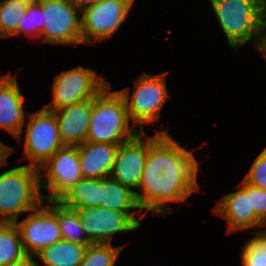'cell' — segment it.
<instances>
[{
  "label": "cell",
  "instance_id": "cb8c5ba5",
  "mask_svg": "<svg viewBox=\"0 0 266 266\" xmlns=\"http://www.w3.org/2000/svg\"><path fill=\"white\" fill-rule=\"evenodd\" d=\"M123 247L92 243L87 246L80 266H114Z\"/></svg>",
  "mask_w": 266,
  "mask_h": 266
},
{
  "label": "cell",
  "instance_id": "8992f818",
  "mask_svg": "<svg viewBox=\"0 0 266 266\" xmlns=\"http://www.w3.org/2000/svg\"><path fill=\"white\" fill-rule=\"evenodd\" d=\"M108 84L109 82L98 76L95 70L76 66L54 77L52 101L44 107L50 111H56L93 99Z\"/></svg>",
  "mask_w": 266,
  "mask_h": 266
},
{
  "label": "cell",
  "instance_id": "44dd1931",
  "mask_svg": "<svg viewBox=\"0 0 266 266\" xmlns=\"http://www.w3.org/2000/svg\"><path fill=\"white\" fill-rule=\"evenodd\" d=\"M25 256L17 225L0 222V266L8 265Z\"/></svg>",
  "mask_w": 266,
  "mask_h": 266
},
{
  "label": "cell",
  "instance_id": "4dcf8cb0",
  "mask_svg": "<svg viewBox=\"0 0 266 266\" xmlns=\"http://www.w3.org/2000/svg\"><path fill=\"white\" fill-rule=\"evenodd\" d=\"M80 11L87 7L93 6L100 0H70Z\"/></svg>",
  "mask_w": 266,
  "mask_h": 266
},
{
  "label": "cell",
  "instance_id": "7402d4cb",
  "mask_svg": "<svg viewBox=\"0 0 266 266\" xmlns=\"http://www.w3.org/2000/svg\"><path fill=\"white\" fill-rule=\"evenodd\" d=\"M57 220L62 238L82 245L92 244L82 229L78 211L57 201Z\"/></svg>",
  "mask_w": 266,
  "mask_h": 266
},
{
  "label": "cell",
  "instance_id": "7c38bea8",
  "mask_svg": "<svg viewBox=\"0 0 266 266\" xmlns=\"http://www.w3.org/2000/svg\"><path fill=\"white\" fill-rule=\"evenodd\" d=\"M82 229L91 243L111 244L117 233L134 231L141 226L137 212H122L105 207L85 206L77 209Z\"/></svg>",
  "mask_w": 266,
  "mask_h": 266
},
{
  "label": "cell",
  "instance_id": "7a4b0ae2",
  "mask_svg": "<svg viewBox=\"0 0 266 266\" xmlns=\"http://www.w3.org/2000/svg\"><path fill=\"white\" fill-rule=\"evenodd\" d=\"M109 83L95 98L86 142L121 144L140 131L130 126L124 97Z\"/></svg>",
  "mask_w": 266,
  "mask_h": 266
},
{
  "label": "cell",
  "instance_id": "5b68a950",
  "mask_svg": "<svg viewBox=\"0 0 266 266\" xmlns=\"http://www.w3.org/2000/svg\"><path fill=\"white\" fill-rule=\"evenodd\" d=\"M168 73L139 75L131 96L129 87L119 90L125 99L132 125L140 132H144V124L159 121L161 109L170 97L166 84Z\"/></svg>",
  "mask_w": 266,
  "mask_h": 266
},
{
  "label": "cell",
  "instance_id": "6da1fadb",
  "mask_svg": "<svg viewBox=\"0 0 266 266\" xmlns=\"http://www.w3.org/2000/svg\"><path fill=\"white\" fill-rule=\"evenodd\" d=\"M155 131L154 136L146 137V162L135 195L142 210L168 215L172 209L167 203L183 202L201 189L197 181L199 161L168 130Z\"/></svg>",
  "mask_w": 266,
  "mask_h": 266
},
{
  "label": "cell",
  "instance_id": "f546056e",
  "mask_svg": "<svg viewBox=\"0 0 266 266\" xmlns=\"http://www.w3.org/2000/svg\"><path fill=\"white\" fill-rule=\"evenodd\" d=\"M34 256L26 255L22 259L12 262L5 266H37V259Z\"/></svg>",
  "mask_w": 266,
  "mask_h": 266
},
{
  "label": "cell",
  "instance_id": "4fadbf2b",
  "mask_svg": "<svg viewBox=\"0 0 266 266\" xmlns=\"http://www.w3.org/2000/svg\"><path fill=\"white\" fill-rule=\"evenodd\" d=\"M239 190L231 192L217 200L213 209L215 215L224 218L228 224L227 233L254 227H266L255 214L250 202V184L244 179L238 185Z\"/></svg>",
  "mask_w": 266,
  "mask_h": 266
},
{
  "label": "cell",
  "instance_id": "d6a6232c",
  "mask_svg": "<svg viewBox=\"0 0 266 266\" xmlns=\"http://www.w3.org/2000/svg\"><path fill=\"white\" fill-rule=\"evenodd\" d=\"M0 151H12V147L4 144L1 140H0Z\"/></svg>",
  "mask_w": 266,
  "mask_h": 266
},
{
  "label": "cell",
  "instance_id": "4316f807",
  "mask_svg": "<svg viewBox=\"0 0 266 266\" xmlns=\"http://www.w3.org/2000/svg\"><path fill=\"white\" fill-rule=\"evenodd\" d=\"M244 180L266 191V147L254 160Z\"/></svg>",
  "mask_w": 266,
  "mask_h": 266
},
{
  "label": "cell",
  "instance_id": "484cf974",
  "mask_svg": "<svg viewBox=\"0 0 266 266\" xmlns=\"http://www.w3.org/2000/svg\"><path fill=\"white\" fill-rule=\"evenodd\" d=\"M43 28L42 7L36 0H32L26 9V13L18 24L17 31L11 37H18L20 34L24 33L28 35V38L40 39Z\"/></svg>",
  "mask_w": 266,
  "mask_h": 266
},
{
  "label": "cell",
  "instance_id": "e0dca14e",
  "mask_svg": "<svg viewBox=\"0 0 266 266\" xmlns=\"http://www.w3.org/2000/svg\"><path fill=\"white\" fill-rule=\"evenodd\" d=\"M120 144L85 142L78 146L83 178H104L111 174Z\"/></svg>",
  "mask_w": 266,
  "mask_h": 266
},
{
  "label": "cell",
  "instance_id": "2e32d148",
  "mask_svg": "<svg viewBox=\"0 0 266 266\" xmlns=\"http://www.w3.org/2000/svg\"><path fill=\"white\" fill-rule=\"evenodd\" d=\"M93 111V99L54 111L63 145L79 146L86 142Z\"/></svg>",
  "mask_w": 266,
  "mask_h": 266
},
{
  "label": "cell",
  "instance_id": "8fae6325",
  "mask_svg": "<svg viewBox=\"0 0 266 266\" xmlns=\"http://www.w3.org/2000/svg\"><path fill=\"white\" fill-rule=\"evenodd\" d=\"M29 215L15 224L21 235L26 255L35 256L45 247L63 239L57 220V201H45Z\"/></svg>",
  "mask_w": 266,
  "mask_h": 266
},
{
  "label": "cell",
  "instance_id": "ffe728a7",
  "mask_svg": "<svg viewBox=\"0 0 266 266\" xmlns=\"http://www.w3.org/2000/svg\"><path fill=\"white\" fill-rule=\"evenodd\" d=\"M101 189V178H83L58 201L75 210L85 206L101 207Z\"/></svg>",
  "mask_w": 266,
  "mask_h": 266
},
{
  "label": "cell",
  "instance_id": "52a82bcc",
  "mask_svg": "<svg viewBox=\"0 0 266 266\" xmlns=\"http://www.w3.org/2000/svg\"><path fill=\"white\" fill-rule=\"evenodd\" d=\"M25 128L24 157L27 165L39 169L63 145L54 111L43 107L27 117Z\"/></svg>",
  "mask_w": 266,
  "mask_h": 266
},
{
  "label": "cell",
  "instance_id": "ac0fdd59",
  "mask_svg": "<svg viewBox=\"0 0 266 266\" xmlns=\"http://www.w3.org/2000/svg\"><path fill=\"white\" fill-rule=\"evenodd\" d=\"M101 207L122 212H142L134 190L121 184L113 177L101 178ZM139 210V211H138Z\"/></svg>",
  "mask_w": 266,
  "mask_h": 266
},
{
  "label": "cell",
  "instance_id": "3957f363",
  "mask_svg": "<svg viewBox=\"0 0 266 266\" xmlns=\"http://www.w3.org/2000/svg\"><path fill=\"white\" fill-rule=\"evenodd\" d=\"M40 171L29 165L10 168L0 174V222L15 223L20 214L39 207Z\"/></svg>",
  "mask_w": 266,
  "mask_h": 266
},
{
  "label": "cell",
  "instance_id": "603a6c76",
  "mask_svg": "<svg viewBox=\"0 0 266 266\" xmlns=\"http://www.w3.org/2000/svg\"><path fill=\"white\" fill-rule=\"evenodd\" d=\"M32 0L0 1V37L10 38L18 28V24L26 13Z\"/></svg>",
  "mask_w": 266,
  "mask_h": 266
},
{
  "label": "cell",
  "instance_id": "5bb4252c",
  "mask_svg": "<svg viewBox=\"0 0 266 266\" xmlns=\"http://www.w3.org/2000/svg\"><path fill=\"white\" fill-rule=\"evenodd\" d=\"M144 136H147L145 131L139 132L131 140L119 145L110 174L132 190L138 189L146 162L147 140L143 139Z\"/></svg>",
  "mask_w": 266,
  "mask_h": 266
},
{
  "label": "cell",
  "instance_id": "83f0119b",
  "mask_svg": "<svg viewBox=\"0 0 266 266\" xmlns=\"http://www.w3.org/2000/svg\"><path fill=\"white\" fill-rule=\"evenodd\" d=\"M250 202L255 214L266 224V191L250 184Z\"/></svg>",
  "mask_w": 266,
  "mask_h": 266
},
{
  "label": "cell",
  "instance_id": "277c9868",
  "mask_svg": "<svg viewBox=\"0 0 266 266\" xmlns=\"http://www.w3.org/2000/svg\"><path fill=\"white\" fill-rule=\"evenodd\" d=\"M219 26L232 49L248 41L256 46L259 32L266 21L261 0H210Z\"/></svg>",
  "mask_w": 266,
  "mask_h": 266
},
{
  "label": "cell",
  "instance_id": "9c48e42d",
  "mask_svg": "<svg viewBox=\"0 0 266 266\" xmlns=\"http://www.w3.org/2000/svg\"><path fill=\"white\" fill-rule=\"evenodd\" d=\"M135 0H100L81 11L83 44L110 38L126 21ZM93 38V39H92Z\"/></svg>",
  "mask_w": 266,
  "mask_h": 266
},
{
  "label": "cell",
  "instance_id": "f1b7e54d",
  "mask_svg": "<svg viewBox=\"0 0 266 266\" xmlns=\"http://www.w3.org/2000/svg\"><path fill=\"white\" fill-rule=\"evenodd\" d=\"M255 49L261 56L264 57V60H266V21L263 23L259 32Z\"/></svg>",
  "mask_w": 266,
  "mask_h": 266
},
{
  "label": "cell",
  "instance_id": "836d02e7",
  "mask_svg": "<svg viewBox=\"0 0 266 266\" xmlns=\"http://www.w3.org/2000/svg\"><path fill=\"white\" fill-rule=\"evenodd\" d=\"M261 7H262L264 18L266 20V0H261Z\"/></svg>",
  "mask_w": 266,
  "mask_h": 266
},
{
  "label": "cell",
  "instance_id": "30bf717a",
  "mask_svg": "<svg viewBox=\"0 0 266 266\" xmlns=\"http://www.w3.org/2000/svg\"><path fill=\"white\" fill-rule=\"evenodd\" d=\"M39 171L41 189L50 192L48 195H43L44 201H58L80 179H83L78 146H62L39 168Z\"/></svg>",
  "mask_w": 266,
  "mask_h": 266
},
{
  "label": "cell",
  "instance_id": "ba28073f",
  "mask_svg": "<svg viewBox=\"0 0 266 266\" xmlns=\"http://www.w3.org/2000/svg\"><path fill=\"white\" fill-rule=\"evenodd\" d=\"M42 7L43 43L78 45L82 42L81 11L70 0H36Z\"/></svg>",
  "mask_w": 266,
  "mask_h": 266
},
{
  "label": "cell",
  "instance_id": "9a60e30c",
  "mask_svg": "<svg viewBox=\"0 0 266 266\" xmlns=\"http://www.w3.org/2000/svg\"><path fill=\"white\" fill-rule=\"evenodd\" d=\"M11 72L0 78V128L12 134L18 141L22 136L25 118L24 95Z\"/></svg>",
  "mask_w": 266,
  "mask_h": 266
},
{
  "label": "cell",
  "instance_id": "d6986e66",
  "mask_svg": "<svg viewBox=\"0 0 266 266\" xmlns=\"http://www.w3.org/2000/svg\"><path fill=\"white\" fill-rule=\"evenodd\" d=\"M87 246L61 239L42 249L35 257L44 266H80Z\"/></svg>",
  "mask_w": 266,
  "mask_h": 266
},
{
  "label": "cell",
  "instance_id": "d4e9b609",
  "mask_svg": "<svg viewBox=\"0 0 266 266\" xmlns=\"http://www.w3.org/2000/svg\"><path fill=\"white\" fill-rule=\"evenodd\" d=\"M241 251L242 266H266V229L255 231Z\"/></svg>",
  "mask_w": 266,
  "mask_h": 266
},
{
  "label": "cell",
  "instance_id": "1f68e13d",
  "mask_svg": "<svg viewBox=\"0 0 266 266\" xmlns=\"http://www.w3.org/2000/svg\"><path fill=\"white\" fill-rule=\"evenodd\" d=\"M15 149L12 148V151H0V167L8 165L7 159L10 156V154L13 153Z\"/></svg>",
  "mask_w": 266,
  "mask_h": 266
}]
</instances>
